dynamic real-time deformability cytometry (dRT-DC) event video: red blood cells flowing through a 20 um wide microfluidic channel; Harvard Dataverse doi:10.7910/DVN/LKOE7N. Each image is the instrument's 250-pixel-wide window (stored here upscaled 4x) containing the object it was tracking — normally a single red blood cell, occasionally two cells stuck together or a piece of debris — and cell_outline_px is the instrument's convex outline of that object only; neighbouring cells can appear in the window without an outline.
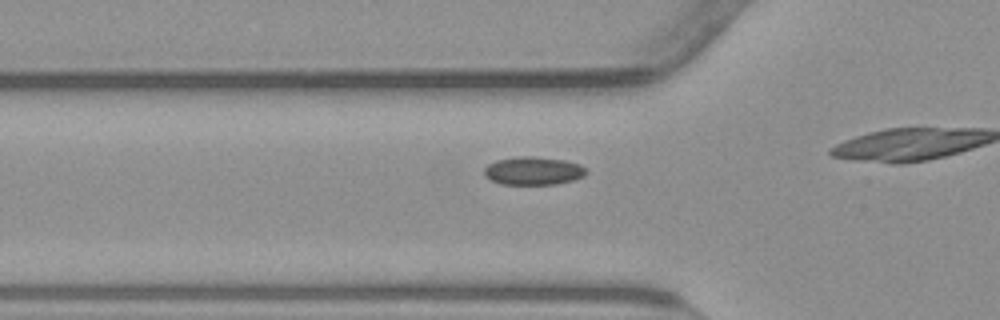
{"species": "common noctule bat (a hibernating species)", "species_latin": "Nyctalus noctula", "temperature_condition": "warm", "stored_images_in_passage": 20, "camera_frame_rate_fps": 3000, "um_per_image_px": 0.085, "animal": {"sex": "male", "body_mass_g": 23.1, "forearm_length_mm": 52.7}, "frame": {"image": 1, "passage_image": 15, "time_ms": 4.667, "image_size_px": [1000, 320], "cell_outline_px": [[588, 172], [584, 176], [576, 180], [556, 184], [500, 184], [484, 176], [484, 168], [488, 164], [496, 160], [520, 156], [532, 156], [564, 160], [580, 164]], "centroid_in_image_um": [45.34, 14.52], "position_along_channel_um": 80.5, "area_um2": 16.82}}